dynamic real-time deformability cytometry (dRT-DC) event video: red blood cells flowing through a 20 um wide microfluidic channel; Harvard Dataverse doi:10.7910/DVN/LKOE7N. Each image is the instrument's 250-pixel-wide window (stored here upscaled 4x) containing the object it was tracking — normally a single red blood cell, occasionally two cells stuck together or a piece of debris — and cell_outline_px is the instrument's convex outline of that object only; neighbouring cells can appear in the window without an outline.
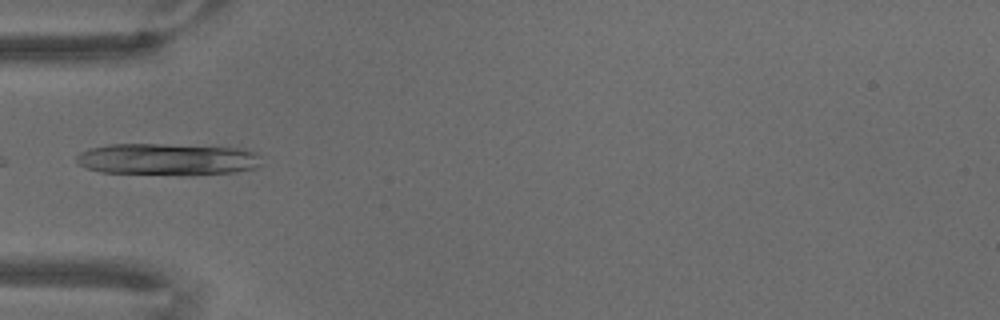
{"species": "common noctule bat (a hibernating species)", "species_latin": "Nyctalus noctula", "temperature_condition": "warm", "stored_images_in_passage": 17, "camera_frame_rate_fps": 3000, "um_per_image_px": 0.085, "animal": {"sex": "male", "body_mass_g": 18.8}, "frame": {"image": 1, "passage_image": 1, "time_ms": 0.0, "image_size_px": [1000, 320], "cell_outline_px": [[260, 164], [256, 168], [236, 172], [192, 176], [176, 176], [100, 172], [88, 168], [80, 164], [76, 160], [76, 156], [80, 152], [88, 148], [108, 144], [164, 144], [244, 148], [256, 152], [260, 156]], "centroid_in_image_um": [14.26, 13.56], "position_along_channel_um": 70.7, "area_um2": 35.26}}